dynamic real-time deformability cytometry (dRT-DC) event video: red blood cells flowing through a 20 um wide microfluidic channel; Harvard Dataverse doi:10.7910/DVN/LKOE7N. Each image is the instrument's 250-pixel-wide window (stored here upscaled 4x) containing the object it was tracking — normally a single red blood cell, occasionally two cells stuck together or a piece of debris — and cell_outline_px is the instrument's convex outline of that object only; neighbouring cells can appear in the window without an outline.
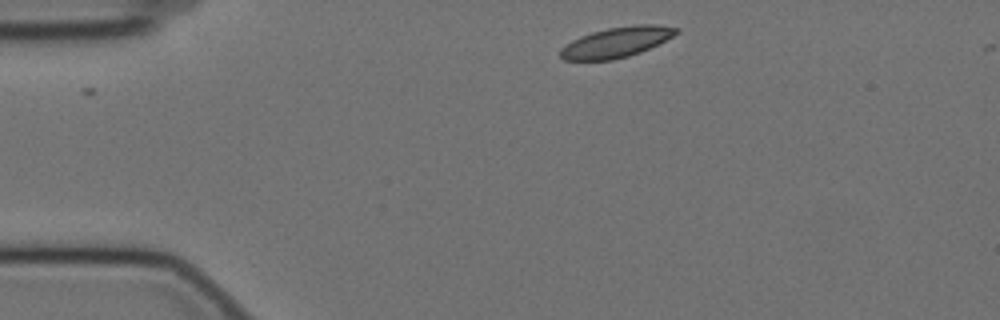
{"species": "Egyptian fruit bat (a non-hibernating species)", "species_latin": "Rousettus aegyptiacus", "temperature_condition": "cold", "stored_images_in_passage": 48, "camera_frame_rate_fps": 3000, "um_per_image_px": 0.085, "animal": {"sex": "female"}, "frame": {"image": 1, "passage_image": 1, "time_ms": 0.0, "image_size_px": [1000, 320], "cell_outline_px": [[680, 32], [640, 52], [628, 56], [612, 60], [564, 60], [560, 56], [560, 48], [572, 40], [580, 36], [592, 32], [608, 28], [636, 24], [656, 24], [680, 28]], "centroid_in_image_um": [52.39, 3.58], "position_along_channel_um": 32.6, "area_um2": 20.35}}
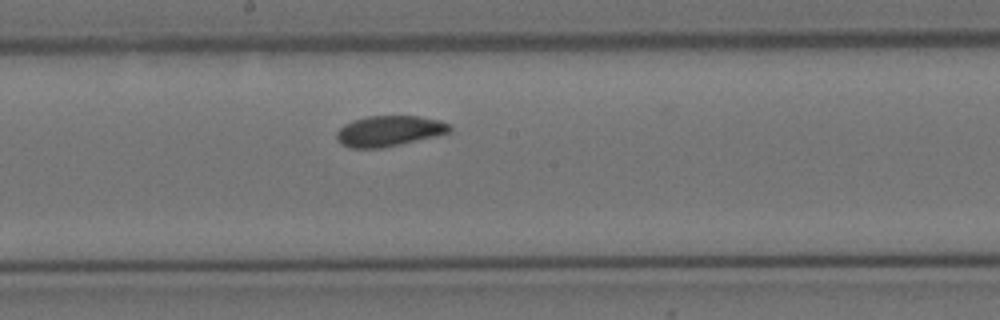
{"frame": {"image": 2, "passage_image": 21, "time_ms": 6.667, "image_size_px": [1000, 320], "cell_outline_px": [[452, 132], [436, 136], [400, 144], [380, 148], [352, 148], [340, 144], [336, 136], [336, 132], [344, 124], [352, 120], [368, 116], [420, 116], [440, 120], [448, 124], [452, 128]], "centroid_in_image_um": [33.08, 11.13], "position_along_channel_um": 215.1, "area_um2": 20.23}}
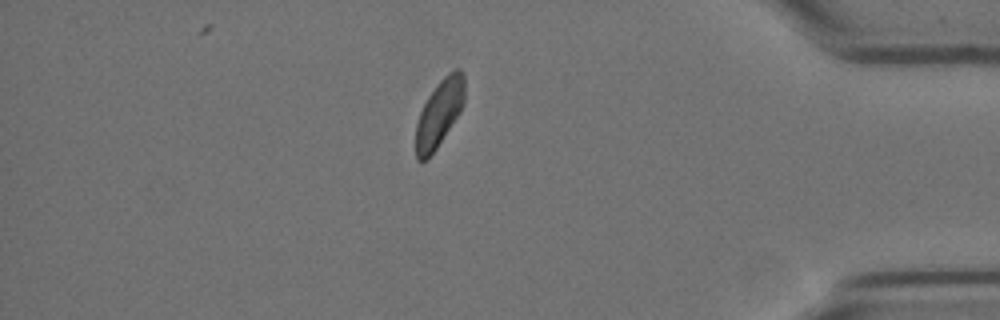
{"frame": {"image": 3, "passage_image": 40, "time_ms": 13.0, "image_size_px": [1000, 320], "cell_outline_px": [[464, 104], [460, 112], [428, 160], [416, 160], [416, 124], [420, 112], [428, 96], [436, 84], [448, 72], [456, 68], [460, 68], [464, 76]], "centroid_in_image_um": [37.34, 9.6], "position_along_channel_um": 397.9, "area_um2": 18.96}, "authors_computed_cell_mechanics": {"area_um2": 20.4612, "velocity_mm_per_s": 3.4374, "shape_relaxation_time_tau1_ms": 4.0258, "shape_relaxation_time_tau2_ms": 4.2323, "deformation_change_tau1": 0.0899, "deformation_change_tau2": 0.0677}}